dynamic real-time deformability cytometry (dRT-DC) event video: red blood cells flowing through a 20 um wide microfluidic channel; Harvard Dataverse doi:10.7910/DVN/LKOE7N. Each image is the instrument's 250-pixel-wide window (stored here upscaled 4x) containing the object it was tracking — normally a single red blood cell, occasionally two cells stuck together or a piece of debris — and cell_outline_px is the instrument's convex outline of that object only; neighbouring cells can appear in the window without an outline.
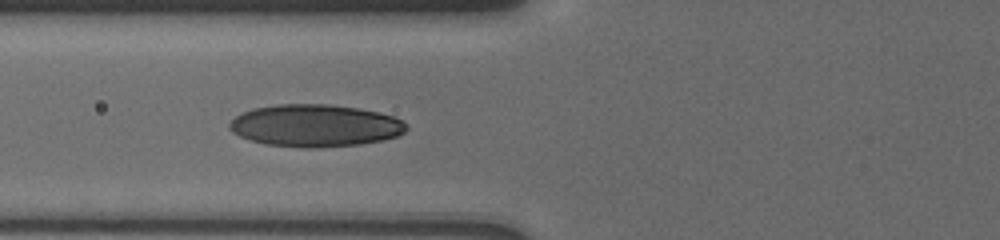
{"species": "human", "species_latin": "Homo sapiens", "temperature_condition": "cold", "stored_images_in_passage": 22, "camera_frame_rate_fps": 3000, "um_per_image_px": 0.085, "donor": {"sex": "male"}, "frame": {"image": 1, "passage_image": 19, "time_ms": 7.0, "image_size_px": [1000, 240], "cell_outline_px": [[408, 128], [404, 132], [396, 136], [384, 140], [360, 144], [312, 148], [308, 148], [264, 144], [240, 136], [232, 132], [228, 128], [228, 124], [236, 116], [252, 108], [276, 104], [328, 104], [360, 108], [380, 112], [392, 116], [408, 124]], "centroid_in_image_um": [26.79, 10.67], "position_along_channel_um": 99.0, "area_um2": 43.7}}
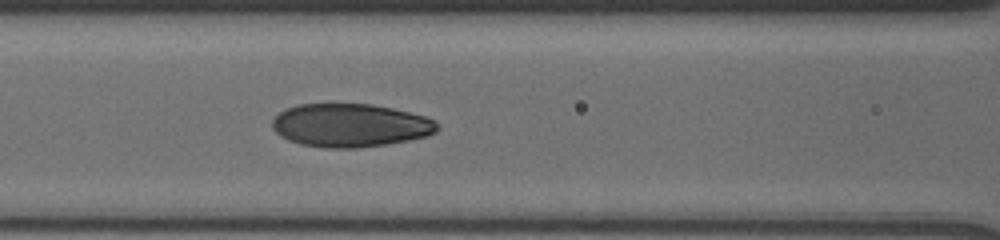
{"frame": {"image": 2, "passage_image": 22, "time_ms": 8.0, "image_size_px": [1000, 240], "cell_outline_px": [[440, 128], [436, 132], [428, 136], [408, 140], [360, 148], [324, 148], [300, 144], [288, 140], [280, 136], [272, 128], [272, 120], [280, 112], [288, 108], [300, 104], [372, 104], [392, 108], [424, 116], [432, 120]], "centroid_in_image_um": [29.75, 10.66], "position_along_channel_um": 136.8, "area_um2": 41.56}}